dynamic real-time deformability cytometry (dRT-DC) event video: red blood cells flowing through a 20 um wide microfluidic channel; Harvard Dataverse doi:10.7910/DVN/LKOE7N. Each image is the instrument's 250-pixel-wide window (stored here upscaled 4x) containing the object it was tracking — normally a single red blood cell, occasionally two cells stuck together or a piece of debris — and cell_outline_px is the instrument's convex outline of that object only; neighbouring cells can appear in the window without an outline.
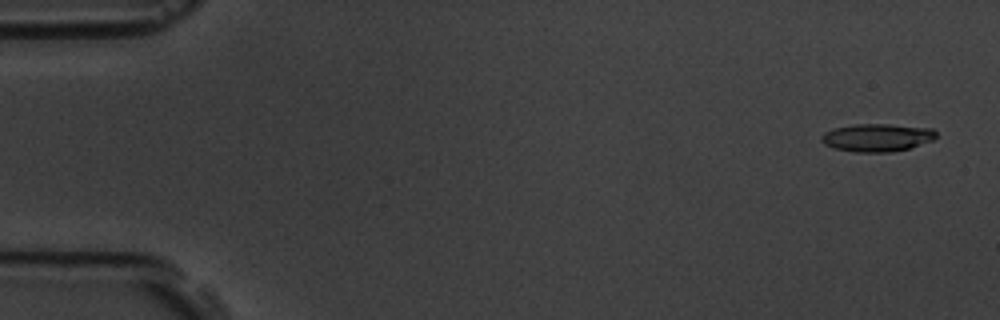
{"species": "common noctule bat (a hibernating species)", "species_latin": "Nyctalus noctula", "temperature_condition": "room temperature", "stored_images_in_passage": 4, "camera_frame_rate_fps": 3000, "um_per_image_px": 0.085, "animal": {"sex": "male", "body_mass_g": 19.5, "forearm_length_mm": 54.6}, "frame": {"image": 1, "passage_image": 1, "time_ms": 0.0, "image_size_px": [1000, 320], "cell_outline_px": [[936, 136], [932, 140], [908, 148], [888, 152], [856, 152], [832, 148], [824, 144], [820, 140], [820, 136], [824, 132], [832, 128], [856, 124], [888, 124], [932, 128], [936, 132]], "centroid_in_image_um": [74.49, 11.68], "position_along_channel_um": 10.5, "area_um2": 18.61}}